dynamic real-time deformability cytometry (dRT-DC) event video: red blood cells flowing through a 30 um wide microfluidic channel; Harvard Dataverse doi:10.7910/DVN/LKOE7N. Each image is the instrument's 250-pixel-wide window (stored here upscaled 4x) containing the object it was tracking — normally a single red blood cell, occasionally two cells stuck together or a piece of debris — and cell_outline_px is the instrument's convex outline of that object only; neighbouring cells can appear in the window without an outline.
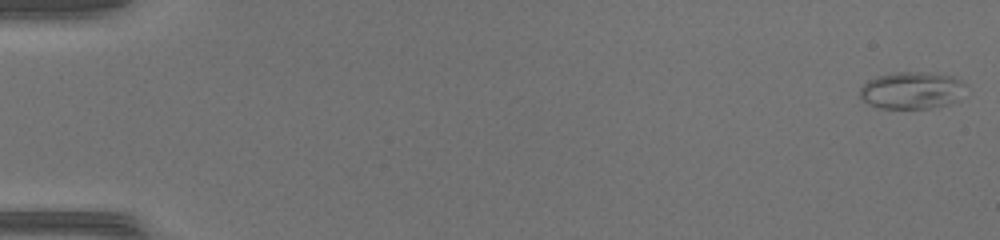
{"species": "common noctule bat (a hibernating species)", "species_latin": "Nyctalus noctula", "temperature_condition": "warm", "stored_images_in_passage": 49, "camera_frame_rate_fps": 3000, "um_per_image_px": 0.085, "animal": {"sex": "female", "body_mass_g": 17.0, "forearm_length_mm": 48.0}, "frame": {"image": 1, "passage_image": 1, "time_ms": 0.0, "image_size_px": [1000, 240], "cell_outline_px": [[968, 84], [956, 100], [948, 104], [928, 108], [880, 108], [868, 104], [860, 100], [860, 88], [868, 80], [876, 76], [896, 72], [928, 72], [952, 76]], "centroid_in_image_um": [77.47, 7.67], "position_along_channel_um": 7.5, "area_um2": 22.95}}
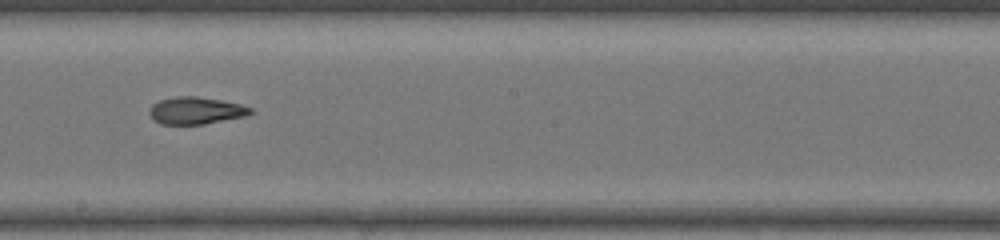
{"frame": {"image": 2, "passage_image": 29, "time_ms": 9.333, "image_size_px": [1000, 240], "cell_outline_px": [[252, 112], [244, 116], [204, 124], [160, 124], [152, 120], [148, 112], [152, 104], [160, 100], [176, 96], [196, 96], [220, 100], [240, 104], [252, 108]], "centroid_in_image_um": [16.59, 9.4], "position_along_channel_um": 231.6, "area_um2": 15.95}}
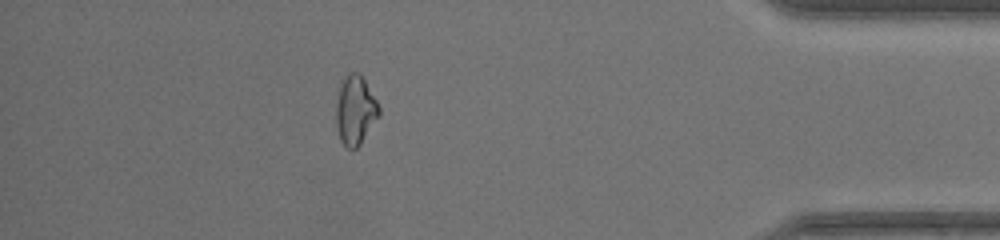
{"frame": {"image": 3, "passage_image": 44, "time_ms": 14.333, "image_size_px": [1000, 240], "cell_outline_px": [[380, 116], [360, 144], [356, 148], [348, 148], [340, 140], [336, 128], [336, 104], [340, 84], [344, 76], [348, 72], [360, 72], [376, 100], [380, 108]], "centroid_in_image_um": [30.2, 9.35], "position_along_channel_um": 405.0, "area_um2": 17.4}, "authors_computed_cell_mechanics": {"area_um2": 17.2244, "velocity_mm_per_s": 4.296, "shape_relaxation_time_tau1_ms": null, "shape_relaxation_time_tau2_ms": 2.5497, "deformation_change_tau1": null, "deformation_change_tau2": 0.0879}}